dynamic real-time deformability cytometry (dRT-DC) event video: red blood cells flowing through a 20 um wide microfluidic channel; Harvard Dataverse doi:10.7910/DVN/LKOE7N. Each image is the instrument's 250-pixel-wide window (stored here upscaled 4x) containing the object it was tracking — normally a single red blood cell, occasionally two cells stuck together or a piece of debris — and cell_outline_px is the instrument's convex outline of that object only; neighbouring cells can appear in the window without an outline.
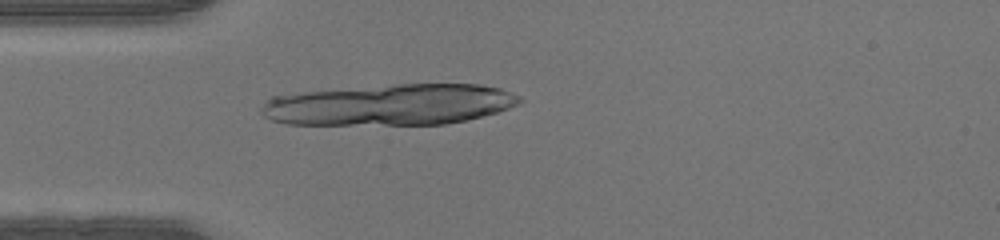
{"species": "human", "species_latin": "Homo sapiens", "temperature_condition": "warm", "stored_images_in_passage": 21, "camera_frame_rate_fps": 3000, "um_per_image_px": 0.085, "donor": {"sex": "male"}, "frame": {"image": 1, "passage_image": 3, "time_ms": 0.667, "image_size_px": [1000, 240], "cell_outline_px": [[524, 100], [508, 108], [496, 112], [464, 120], [444, 124], [288, 124], [272, 120], [264, 116], [260, 112], [260, 108], [272, 96], [304, 92], [396, 84], [480, 84], [500, 88], [512, 92], [520, 96]], "centroid_in_image_um": [33.15, 8.89], "position_along_channel_um": 51.8, "area_um2": 61.44}}